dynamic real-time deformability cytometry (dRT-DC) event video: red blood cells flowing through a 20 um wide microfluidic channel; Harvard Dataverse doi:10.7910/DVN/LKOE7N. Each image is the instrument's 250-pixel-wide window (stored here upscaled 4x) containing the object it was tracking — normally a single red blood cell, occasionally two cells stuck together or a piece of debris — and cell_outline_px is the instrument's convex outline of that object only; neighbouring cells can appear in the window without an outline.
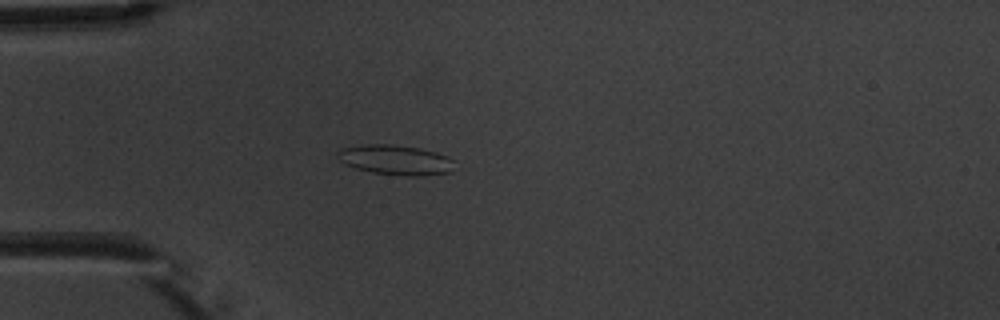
{"species": "common noctule bat (a hibernating species)", "species_latin": "Nyctalus noctula", "temperature_condition": "warm", "stored_images_in_passage": 6, "camera_frame_rate_fps": 3000, "um_per_image_px": 0.085, "animal": {"sex": "male", "body_mass_g": 20.1, "forearm_length_mm": 53.5}, "frame": {"image": 1, "passage_image": 5, "time_ms": 4.667, "image_size_px": [1000, 320], "cell_outline_px": [[456, 160], [452, 172], [420, 176], [408, 176], [372, 172], [356, 168], [344, 164], [336, 156], [336, 152], [340, 148], [360, 144], [392, 144], [420, 148], [436, 152], [448, 156]], "centroid_in_image_um": [33.63, 13.58], "position_along_channel_um": 51.4, "area_um2": 20.75}}